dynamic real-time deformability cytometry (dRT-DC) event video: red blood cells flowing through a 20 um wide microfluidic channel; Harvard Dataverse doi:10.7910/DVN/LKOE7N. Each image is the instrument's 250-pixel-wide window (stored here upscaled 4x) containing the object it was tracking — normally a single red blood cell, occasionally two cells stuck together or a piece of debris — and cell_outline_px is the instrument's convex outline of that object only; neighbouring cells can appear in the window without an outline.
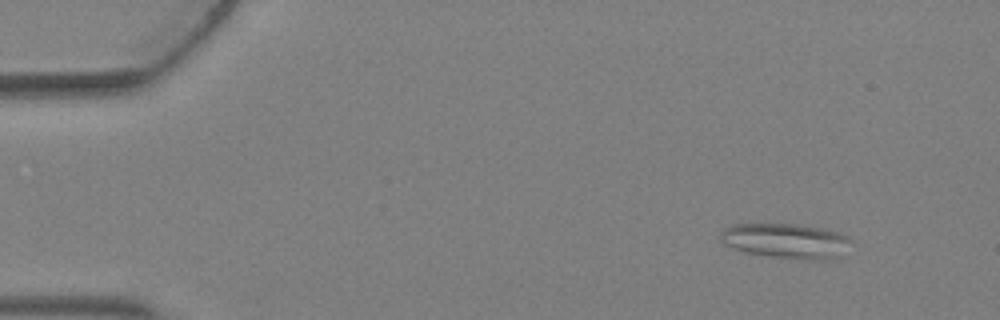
{"species": "Egyptian fruit bat (a non-hibernating species)", "species_latin": "Rousettus aegyptiacus", "temperature_condition": "warm", "stored_images_in_passage": 4, "camera_frame_rate_fps": 3000, "um_per_image_px": 0.085, "animal": {"sex": "female"}, "frame": {"image": 1, "passage_image": 1, "time_ms": 0.0, "image_size_px": [1000, 320], "cell_outline_px": [[852, 240], [840, 256], [832, 260], [812, 260], [772, 256], [748, 252], [724, 244], [720, 240], [720, 232], [724, 228], [732, 224], [796, 224], [820, 228], [840, 232], [848, 236]], "centroid_in_image_um": [66.84, 20.47], "position_along_channel_um": 18.2, "area_um2": 26.47}}